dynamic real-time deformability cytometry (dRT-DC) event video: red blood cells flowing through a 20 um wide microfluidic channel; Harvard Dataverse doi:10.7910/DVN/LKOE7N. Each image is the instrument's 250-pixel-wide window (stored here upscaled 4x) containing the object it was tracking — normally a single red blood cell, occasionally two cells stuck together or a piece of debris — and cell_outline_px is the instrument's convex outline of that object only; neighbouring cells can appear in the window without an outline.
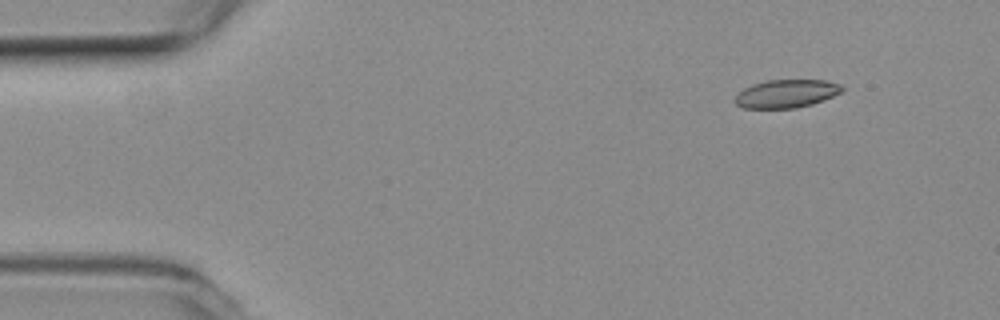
{"species": "common noctule bat (a hibernating species)", "species_latin": "Nyctalus noctula", "temperature_condition": "room temperature", "stored_images_in_passage": 6, "camera_frame_rate_fps": 3000, "um_per_image_px": 0.085, "animal": {"sex": "female", "body_mass_g": 19.3, "forearm_length_mm": 54.1}, "frame": {"image": 1, "passage_image": 2, "time_ms": 0.333, "image_size_px": [1000, 320], "cell_outline_px": [[844, 88], [840, 92], [824, 100], [812, 104], [796, 108], [744, 108], [736, 104], [736, 96], [744, 88], [752, 84], [768, 80], [824, 80], [840, 84]], "centroid_in_image_um": [66.85, 7.96], "position_along_channel_um": 18.2, "area_um2": 17.4}}
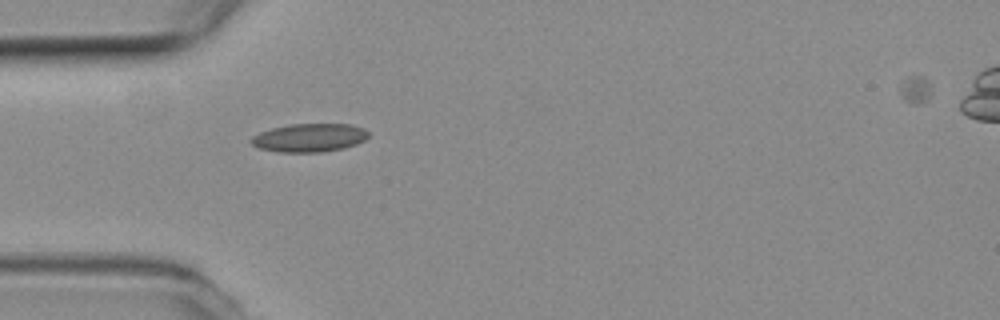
{"frame": {"image": 2, "passage_image": 5, "time_ms": 1.333, "image_size_px": [1000, 320], "cell_outline_px": [[368, 136], [364, 140], [356, 144], [344, 148], [320, 152], [276, 152], [260, 148], [252, 144], [248, 140], [252, 136], [260, 132], [272, 128], [288, 124], [352, 124], [364, 128], [368, 132]], "centroid_in_image_um": [26.28, 11.7], "position_along_channel_um": 58.7, "area_um2": 19.48}}